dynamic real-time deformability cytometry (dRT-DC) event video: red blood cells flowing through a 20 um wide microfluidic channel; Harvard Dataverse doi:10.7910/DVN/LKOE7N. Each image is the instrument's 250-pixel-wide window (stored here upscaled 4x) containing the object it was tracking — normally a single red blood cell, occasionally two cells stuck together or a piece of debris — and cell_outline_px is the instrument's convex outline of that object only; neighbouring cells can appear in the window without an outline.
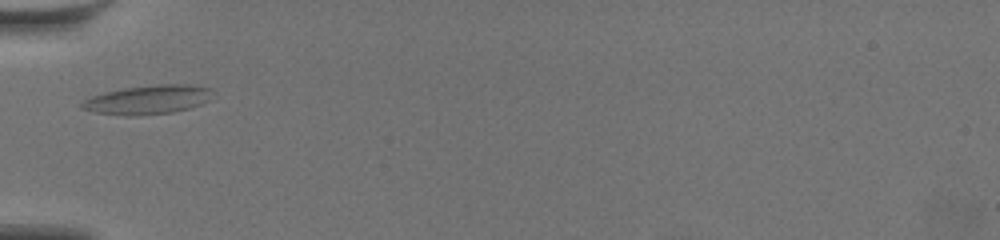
{"species": "common noctule bat (a hibernating species)", "species_latin": "Nyctalus noctula", "temperature_condition": "warm", "stored_images_in_passage": 24, "camera_frame_rate_fps": 3000, "um_per_image_px": 0.085, "animal": {"sex": "female", "body_mass_g": 19.5, "forearm_length_mm": 54.1}, "frame": {"image": 1, "passage_image": 1, "time_ms": 0.0, "image_size_px": [1000, 240], "cell_outline_px": [[212, 88], [208, 100], [200, 104], [188, 108], [172, 112], [132, 116], [96, 112], [80, 108], [80, 104], [84, 100], [92, 96], [104, 92], [124, 88], [160, 84], [192, 84]], "centroid_in_image_um": [12.56, 8.46], "position_along_channel_um": 72.4, "area_um2": 21.85}}
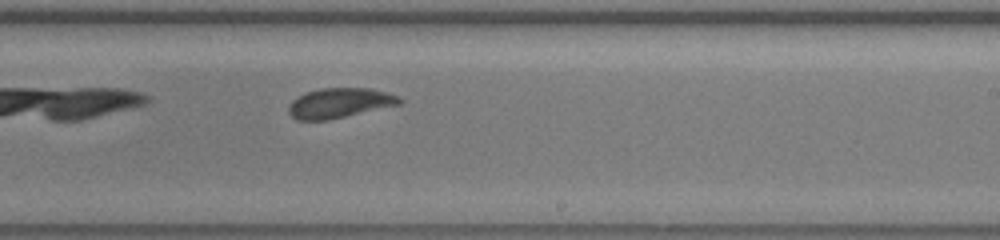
{"frame": {"image": 2, "passage_image": 17, "time_ms": 5.333, "image_size_px": [1000, 240], "cell_outline_px": [[404, 100], [400, 104], [328, 120], [296, 120], [288, 112], [288, 108], [292, 100], [308, 92], [320, 88], [372, 88], [396, 96]], "centroid_in_image_um": [28.85, 8.76], "position_along_channel_um": 260.2, "area_um2": 19.07}}
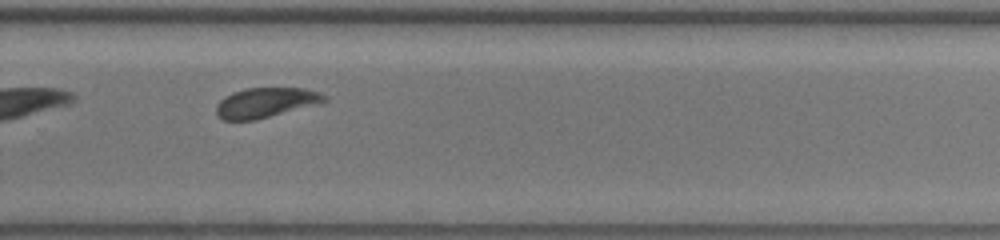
{"frame": {"image": 3, "passage_image": 21, "time_ms": 6.667, "image_size_px": [1000, 240], "cell_outline_px": [[328, 100], [256, 120], [224, 120], [216, 112], [216, 104], [224, 96], [232, 92], [244, 88], [304, 88], [320, 92]], "centroid_in_image_um": [22.52, 8.71], "position_along_channel_um": 307.3, "area_um2": 18.55}}